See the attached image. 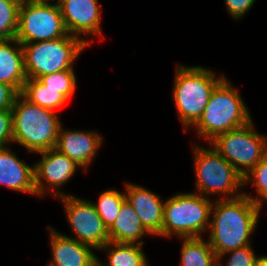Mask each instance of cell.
<instances>
[{"label":"cell","instance_id":"obj_1","mask_svg":"<svg viewBox=\"0 0 267 266\" xmlns=\"http://www.w3.org/2000/svg\"><path fill=\"white\" fill-rule=\"evenodd\" d=\"M261 206L244 195L213 202L208 242L218 257L228 251L249 246Z\"/></svg>","mask_w":267,"mask_h":266},{"label":"cell","instance_id":"obj_2","mask_svg":"<svg viewBox=\"0 0 267 266\" xmlns=\"http://www.w3.org/2000/svg\"><path fill=\"white\" fill-rule=\"evenodd\" d=\"M11 110L13 143L36 154L55 148L62 125L55 111L30 103L20 93Z\"/></svg>","mask_w":267,"mask_h":266},{"label":"cell","instance_id":"obj_3","mask_svg":"<svg viewBox=\"0 0 267 266\" xmlns=\"http://www.w3.org/2000/svg\"><path fill=\"white\" fill-rule=\"evenodd\" d=\"M251 121L240 93L224 78L212 91L207 106L193 127L195 126L199 137L210 143L218 135Z\"/></svg>","mask_w":267,"mask_h":266},{"label":"cell","instance_id":"obj_4","mask_svg":"<svg viewBox=\"0 0 267 266\" xmlns=\"http://www.w3.org/2000/svg\"><path fill=\"white\" fill-rule=\"evenodd\" d=\"M173 101L184 131L187 132L201 117L211 93L225 78L201 66H177L174 76Z\"/></svg>","mask_w":267,"mask_h":266},{"label":"cell","instance_id":"obj_5","mask_svg":"<svg viewBox=\"0 0 267 266\" xmlns=\"http://www.w3.org/2000/svg\"><path fill=\"white\" fill-rule=\"evenodd\" d=\"M213 202L198 193H177L164 203L161 236L201 237L209 230Z\"/></svg>","mask_w":267,"mask_h":266},{"label":"cell","instance_id":"obj_6","mask_svg":"<svg viewBox=\"0 0 267 266\" xmlns=\"http://www.w3.org/2000/svg\"><path fill=\"white\" fill-rule=\"evenodd\" d=\"M89 44V40L70 34L59 39L22 44L27 79L73 70V62Z\"/></svg>","mask_w":267,"mask_h":266},{"label":"cell","instance_id":"obj_7","mask_svg":"<svg viewBox=\"0 0 267 266\" xmlns=\"http://www.w3.org/2000/svg\"><path fill=\"white\" fill-rule=\"evenodd\" d=\"M194 154L197 193L205 197L220 193L222 199L243 195L239 190L244 186L242 175L213 146L211 149L195 145Z\"/></svg>","mask_w":267,"mask_h":266},{"label":"cell","instance_id":"obj_8","mask_svg":"<svg viewBox=\"0 0 267 266\" xmlns=\"http://www.w3.org/2000/svg\"><path fill=\"white\" fill-rule=\"evenodd\" d=\"M251 121L218 135L210 145L244 177L267 155V138L258 134Z\"/></svg>","mask_w":267,"mask_h":266},{"label":"cell","instance_id":"obj_9","mask_svg":"<svg viewBox=\"0 0 267 266\" xmlns=\"http://www.w3.org/2000/svg\"><path fill=\"white\" fill-rule=\"evenodd\" d=\"M35 0L20 3L15 38L21 43L59 39L68 35L58 3Z\"/></svg>","mask_w":267,"mask_h":266},{"label":"cell","instance_id":"obj_10","mask_svg":"<svg viewBox=\"0 0 267 266\" xmlns=\"http://www.w3.org/2000/svg\"><path fill=\"white\" fill-rule=\"evenodd\" d=\"M59 198L65 207L68 223L76 234L72 239L101 250L109 242V234L93 202L70 194Z\"/></svg>","mask_w":267,"mask_h":266},{"label":"cell","instance_id":"obj_11","mask_svg":"<svg viewBox=\"0 0 267 266\" xmlns=\"http://www.w3.org/2000/svg\"><path fill=\"white\" fill-rule=\"evenodd\" d=\"M39 154L42 155V158L34 164L36 195L44 196L48 192L47 190H49L47 189L48 187L54 196L61 197L66 195L58 189L71 179L77 167L80 166L67 155L58 152L55 148L39 152ZM54 188L58 192H55L56 190Z\"/></svg>","mask_w":267,"mask_h":266},{"label":"cell","instance_id":"obj_12","mask_svg":"<svg viewBox=\"0 0 267 266\" xmlns=\"http://www.w3.org/2000/svg\"><path fill=\"white\" fill-rule=\"evenodd\" d=\"M57 3L68 34L77 38L82 34L102 36L98 0H59Z\"/></svg>","mask_w":267,"mask_h":266},{"label":"cell","instance_id":"obj_13","mask_svg":"<svg viewBox=\"0 0 267 266\" xmlns=\"http://www.w3.org/2000/svg\"><path fill=\"white\" fill-rule=\"evenodd\" d=\"M102 136L96 131L64 130L62 125L59 130L55 149L67 155L76 162L80 168H87L95 158L102 145Z\"/></svg>","mask_w":267,"mask_h":266},{"label":"cell","instance_id":"obj_14","mask_svg":"<svg viewBox=\"0 0 267 266\" xmlns=\"http://www.w3.org/2000/svg\"><path fill=\"white\" fill-rule=\"evenodd\" d=\"M125 196L133 207L143 226L151 235L161 236L164 216V202L152 191L142 186L126 183Z\"/></svg>","mask_w":267,"mask_h":266},{"label":"cell","instance_id":"obj_15","mask_svg":"<svg viewBox=\"0 0 267 266\" xmlns=\"http://www.w3.org/2000/svg\"><path fill=\"white\" fill-rule=\"evenodd\" d=\"M48 229H50L53 258L48 266H95L98 264V257L92 251L93 247L63 235L51 226Z\"/></svg>","mask_w":267,"mask_h":266},{"label":"cell","instance_id":"obj_16","mask_svg":"<svg viewBox=\"0 0 267 266\" xmlns=\"http://www.w3.org/2000/svg\"><path fill=\"white\" fill-rule=\"evenodd\" d=\"M36 195L34 185V165L29 166L11 151L9 147L0 149V185Z\"/></svg>","mask_w":267,"mask_h":266},{"label":"cell","instance_id":"obj_17","mask_svg":"<svg viewBox=\"0 0 267 266\" xmlns=\"http://www.w3.org/2000/svg\"><path fill=\"white\" fill-rule=\"evenodd\" d=\"M26 80L22 44L16 38L0 40V82L10 85L19 94Z\"/></svg>","mask_w":267,"mask_h":266},{"label":"cell","instance_id":"obj_18","mask_svg":"<svg viewBox=\"0 0 267 266\" xmlns=\"http://www.w3.org/2000/svg\"><path fill=\"white\" fill-rule=\"evenodd\" d=\"M108 234L111 242L144 245L141 238L151 233L143 226L133 207L126 201Z\"/></svg>","mask_w":267,"mask_h":266},{"label":"cell","instance_id":"obj_19","mask_svg":"<svg viewBox=\"0 0 267 266\" xmlns=\"http://www.w3.org/2000/svg\"><path fill=\"white\" fill-rule=\"evenodd\" d=\"M112 247V248H111ZM107 250L108 262L104 265L101 264L98 258V264L100 266H148L146 255L143 252V246L141 244L133 243H118L109 241L105 246L101 248ZM110 249V250H109Z\"/></svg>","mask_w":267,"mask_h":266},{"label":"cell","instance_id":"obj_20","mask_svg":"<svg viewBox=\"0 0 267 266\" xmlns=\"http://www.w3.org/2000/svg\"><path fill=\"white\" fill-rule=\"evenodd\" d=\"M181 266H218V257L203 237L182 238Z\"/></svg>","mask_w":267,"mask_h":266},{"label":"cell","instance_id":"obj_21","mask_svg":"<svg viewBox=\"0 0 267 266\" xmlns=\"http://www.w3.org/2000/svg\"><path fill=\"white\" fill-rule=\"evenodd\" d=\"M20 94L30 103L53 111L68 101L61 89L46 88L38 79H27Z\"/></svg>","mask_w":267,"mask_h":266},{"label":"cell","instance_id":"obj_22","mask_svg":"<svg viewBox=\"0 0 267 266\" xmlns=\"http://www.w3.org/2000/svg\"><path fill=\"white\" fill-rule=\"evenodd\" d=\"M126 201L125 193L123 194L117 190L111 189L102 192L98 202L93 203L96 212L101 217L104 226L108 230L113 226L122 205Z\"/></svg>","mask_w":267,"mask_h":266},{"label":"cell","instance_id":"obj_23","mask_svg":"<svg viewBox=\"0 0 267 266\" xmlns=\"http://www.w3.org/2000/svg\"><path fill=\"white\" fill-rule=\"evenodd\" d=\"M19 6L16 0H0V40L15 38Z\"/></svg>","mask_w":267,"mask_h":266},{"label":"cell","instance_id":"obj_24","mask_svg":"<svg viewBox=\"0 0 267 266\" xmlns=\"http://www.w3.org/2000/svg\"><path fill=\"white\" fill-rule=\"evenodd\" d=\"M249 182L255 185L258 197L243 195L262 207V200H267V155L243 177V185Z\"/></svg>","mask_w":267,"mask_h":266},{"label":"cell","instance_id":"obj_25","mask_svg":"<svg viewBox=\"0 0 267 266\" xmlns=\"http://www.w3.org/2000/svg\"><path fill=\"white\" fill-rule=\"evenodd\" d=\"M76 76L73 70H63L56 73L43 75L38 80L46 88L61 89V93L69 100L76 88Z\"/></svg>","mask_w":267,"mask_h":266},{"label":"cell","instance_id":"obj_26","mask_svg":"<svg viewBox=\"0 0 267 266\" xmlns=\"http://www.w3.org/2000/svg\"><path fill=\"white\" fill-rule=\"evenodd\" d=\"M226 254H231L226 265L222 264L221 258ZM257 266V256L251 245L241 249L228 251L218 256V266Z\"/></svg>","mask_w":267,"mask_h":266},{"label":"cell","instance_id":"obj_27","mask_svg":"<svg viewBox=\"0 0 267 266\" xmlns=\"http://www.w3.org/2000/svg\"><path fill=\"white\" fill-rule=\"evenodd\" d=\"M13 143V116L11 109L0 110V149Z\"/></svg>","mask_w":267,"mask_h":266},{"label":"cell","instance_id":"obj_28","mask_svg":"<svg viewBox=\"0 0 267 266\" xmlns=\"http://www.w3.org/2000/svg\"><path fill=\"white\" fill-rule=\"evenodd\" d=\"M228 13L234 19H240L253 6L255 0H224Z\"/></svg>","mask_w":267,"mask_h":266},{"label":"cell","instance_id":"obj_29","mask_svg":"<svg viewBox=\"0 0 267 266\" xmlns=\"http://www.w3.org/2000/svg\"><path fill=\"white\" fill-rule=\"evenodd\" d=\"M17 95L10 85L0 82V110L11 109Z\"/></svg>","mask_w":267,"mask_h":266},{"label":"cell","instance_id":"obj_30","mask_svg":"<svg viewBox=\"0 0 267 266\" xmlns=\"http://www.w3.org/2000/svg\"><path fill=\"white\" fill-rule=\"evenodd\" d=\"M257 266H267V256H257Z\"/></svg>","mask_w":267,"mask_h":266},{"label":"cell","instance_id":"obj_31","mask_svg":"<svg viewBox=\"0 0 267 266\" xmlns=\"http://www.w3.org/2000/svg\"><path fill=\"white\" fill-rule=\"evenodd\" d=\"M16 1H18L19 3H25V2H32L35 0H16Z\"/></svg>","mask_w":267,"mask_h":266}]
</instances>
